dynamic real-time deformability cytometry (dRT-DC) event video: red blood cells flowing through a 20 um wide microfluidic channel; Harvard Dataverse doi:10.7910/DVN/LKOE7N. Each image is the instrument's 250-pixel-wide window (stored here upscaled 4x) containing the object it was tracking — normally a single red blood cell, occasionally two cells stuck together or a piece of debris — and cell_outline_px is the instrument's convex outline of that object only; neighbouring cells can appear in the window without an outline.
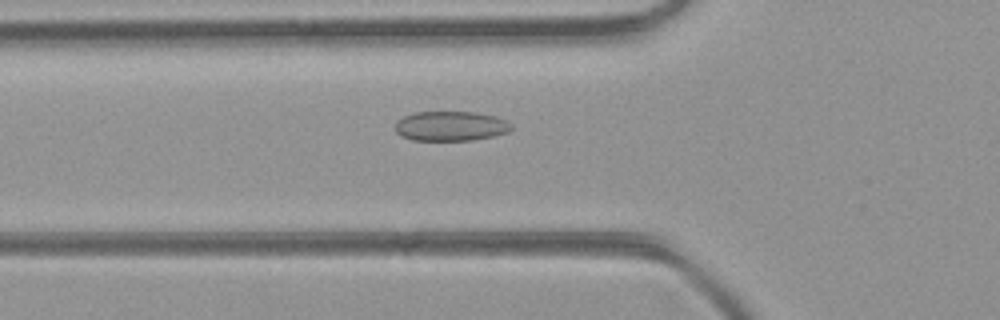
{"species": "common noctule bat (a hibernating species)", "species_latin": "Nyctalus noctula", "temperature_condition": "room temperature", "stored_images_in_passage": 48, "camera_frame_rate_fps": 3000, "um_per_image_px": 0.085, "animal": {"sex": "female", "body_mass_g": 21.9}, "frame": {"image": 1, "passage_image": 17, "time_ms": 5.333, "image_size_px": [1000, 320], "cell_outline_px": [[512, 128], [508, 132], [492, 136], [472, 140], [412, 140], [400, 136], [396, 132], [396, 120], [404, 116], [416, 112], [476, 112], [496, 116], [508, 120], [512, 124]], "centroid_in_image_um": [38.32, 10.71], "position_along_channel_um": 87.5, "area_um2": 20.23}}
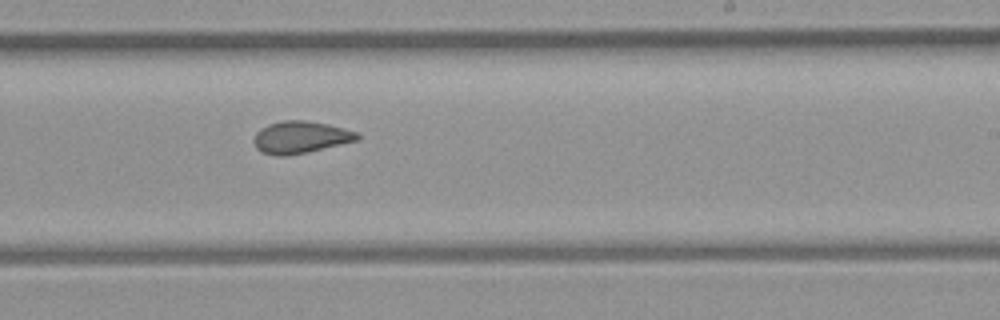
{"frame": {"image": 2, "passage_image": 29, "time_ms": 9.333, "image_size_px": [1000, 320], "cell_outline_px": [[360, 136], [356, 140], [308, 152], [284, 156], [276, 156], [264, 152], [256, 148], [252, 140], [256, 132], [260, 128], [268, 124], [284, 120], [304, 120], [328, 124], [356, 132]], "centroid_in_image_um": [25.48, 11.66], "position_along_channel_um": 263.5, "area_um2": 19.19}}
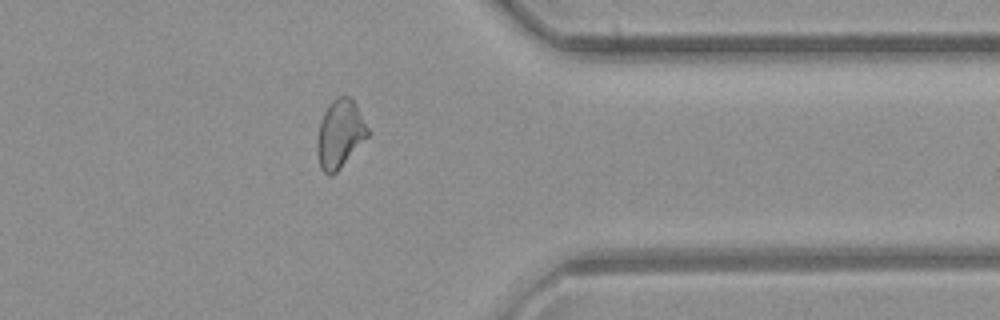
{"frame": {"image": 3, "passage_image": 38, "time_ms": 12.333, "image_size_px": [1000, 320], "cell_outline_px": [[368, 136], [340, 168], [332, 176], [328, 176], [320, 168], [316, 152], [316, 140], [320, 120], [324, 112], [332, 100], [336, 96], [352, 96], [368, 128]], "centroid_in_image_um": [28.86, 11.38], "position_along_channel_um": 382.5, "area_um2": 20.23}, "authors_computed_cell_mechanics": {"area_um2": 20.23, "velocity_mm_per_s": 4.3896, "shape_relaxation_time_tau1_ms": null, "shape_relaxation_time_tau2_ms": 1.9011, "deformation_change_tau1": null, "deformation_change_tau2": 0.0767}}